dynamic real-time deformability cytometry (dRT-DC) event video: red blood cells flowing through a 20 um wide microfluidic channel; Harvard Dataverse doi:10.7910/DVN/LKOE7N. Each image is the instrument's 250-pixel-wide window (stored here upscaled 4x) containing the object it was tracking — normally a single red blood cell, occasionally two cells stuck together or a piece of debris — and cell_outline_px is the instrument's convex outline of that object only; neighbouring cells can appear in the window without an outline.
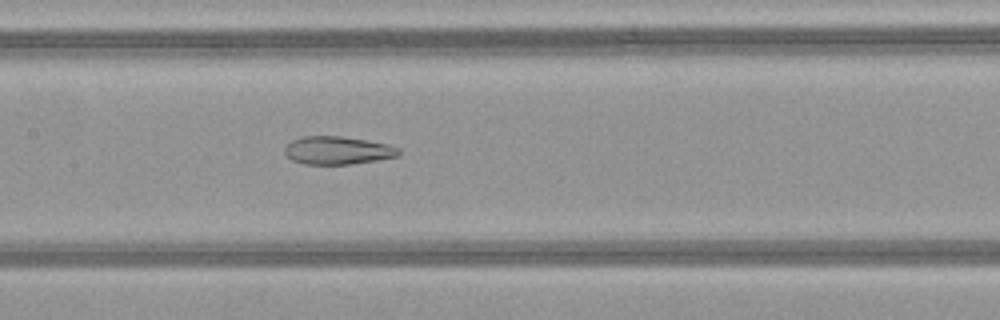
{"species": "common noctule bat (a hibernating species)", "species_latin": "Nyctalus noctula", "temperature_condition": "warm", "stored_images_in_passage": 38, "camera_frame_rate_fps": 3000, "um_per_image_px": 0.085, "animal": {"sex": "female", "body_mass_g": 21.9}, "frame": {"image": 1, "passage_image": 13, "time_ms": 4.0, "image_size_px": [1000, 320], "cell_outline_px": [[400, 156], [376, 160], [348, 164], [304, 164], [292, 160], [284, 152], [284, 148], [292, 140], [304, 136], [340, 136], [368, 140], [388, 144], [400, 148]], "centroid_in_image_um": [28.72, 12.78], "position_along_channel_um": 178.7, "area_um2": 18.61}}
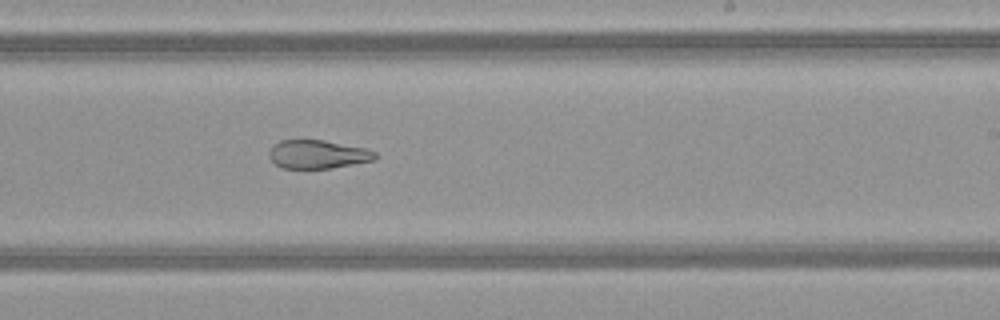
{"frame": {"image": 2, "passage_image": 19, "time_ms": 6.0, "image_size_px": [1000, 320], "cell_outline_px": [[376, 160], [332, 168], [280, 168], [268, 156], [268, 152], [272, 144], [280, 140], [324, 140], [368, 148], [376, 152]], "centroid_in_image_um": [27.01, 13.11], "position_along_channel_um": 262.0, "area_um2": 17.86}}
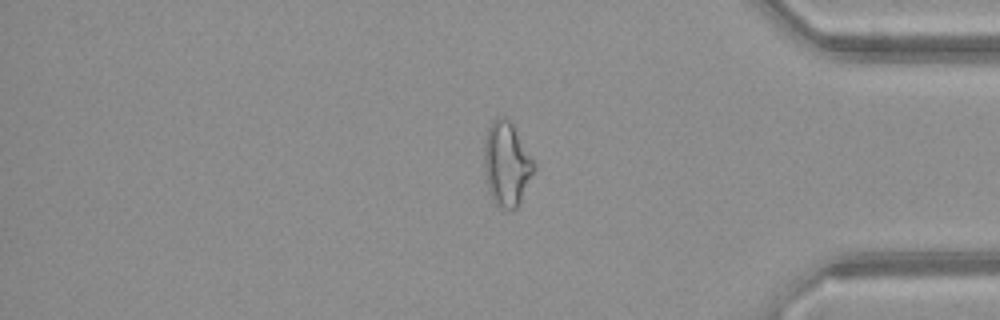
{"frame": {"image": 3, "passage_image": 30, "time_ms": 9.667, "image_size_px": [1000, 320], "cell_outline_px": [[536, 168], [520, 204], [512, 212], [508, 212], [496, 204], [492, 200], [488, 188], [484, 168], [484, 144], [488, 128], [492, 120], [496, 116], [504, 116], [512, 124], [536, 164]], "centroid_in_image_um": [43.07, 13.98], "position_along_channel_um": 392.1, "area_um2": 24.74}, "authors_computed_cell_mechanics": {"area_um2": 21.7328, "velocity_mm_per_s": 4.1847, "shape_relaxation_time_tau1_ms": null, "shape_relaxation_time_tau2_ms": 2.3177, "deformation_change_tau1": null, "deformation_change_tau2": 0.1152}}